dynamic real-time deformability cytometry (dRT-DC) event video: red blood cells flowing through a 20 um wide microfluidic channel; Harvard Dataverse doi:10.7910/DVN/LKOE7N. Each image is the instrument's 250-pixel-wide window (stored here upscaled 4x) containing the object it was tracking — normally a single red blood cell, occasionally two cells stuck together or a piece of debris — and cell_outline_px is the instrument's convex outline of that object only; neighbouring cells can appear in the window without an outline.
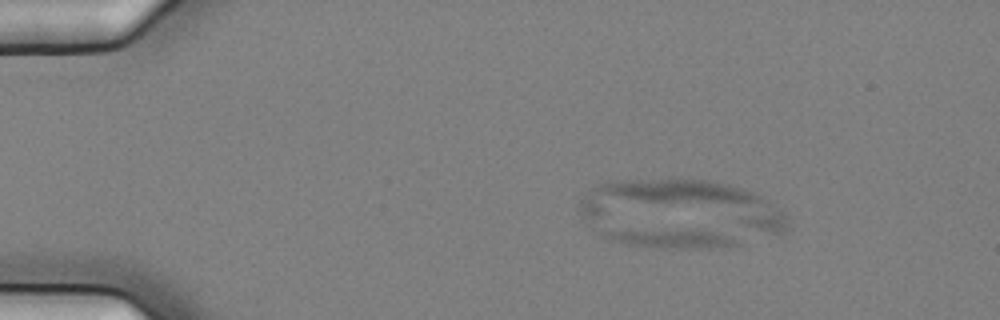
{"species": "common noctule bat (a hibernating species)", "species_latin": "Nyctalus noctula", "temperature_condition": "cold", "stored_images_in_passage": 25, "camera_frame_rate_fps": 3000, "um_per_image_px": 0.085, "animal": {"sex": "female", "body_mass_g": 25.1}, "frame": {"image": 1, "passage_image": 9, "time_ms": 2.667, "image_size_px": [1000, 320], "cell_outline_px": [[740, 244], [708, 248], [660, 248], [628, 244], [604, 236], [600, 232], [600, 228], [692, 228], [716, 232], [728, 236], [736, 240]], "centroid_in_image_um": [56.89, 20.2], "position_along_channel_um": 28.1, "area_um2": 15.66}}